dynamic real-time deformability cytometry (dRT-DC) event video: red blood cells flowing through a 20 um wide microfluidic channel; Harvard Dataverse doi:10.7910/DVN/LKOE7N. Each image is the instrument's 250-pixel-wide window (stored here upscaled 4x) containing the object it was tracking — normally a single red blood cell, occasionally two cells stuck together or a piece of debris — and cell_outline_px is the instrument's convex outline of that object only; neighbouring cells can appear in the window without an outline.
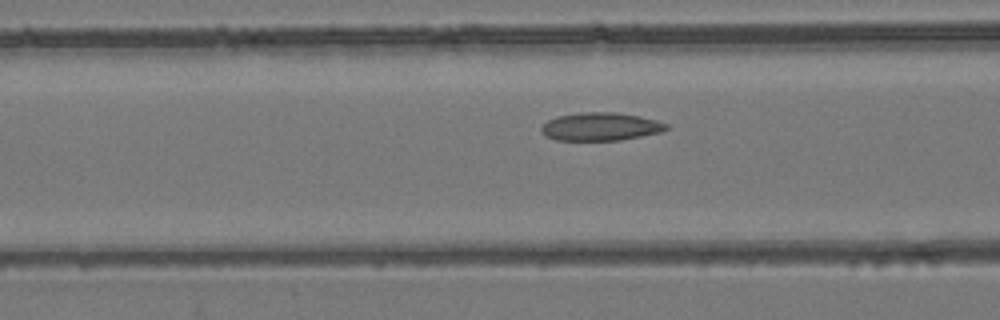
{"species": "common noctule bat (a hibernating species)", "species_latin": "Nyctalus noctula", "temperature_condition": "room temperature", "stored_images_in_passage": 4, "camera_frame_rate_fps": 3000, "um_per_image_px": 0.085, "animal": {"sex": "female", "body_mass_g": 24.6, "forearm_length_mm": 56.2}, "frame": {"image": 1, "passage_image": 4, "time_ms": 4.667, "image_size_px": [1000, 320], "cell_outline_px": [[668, 128], [660, 132], [620, 140], [556, 140], [544, 136], [540, 132], [540, 128], [548, 120], [556, 116], [580, 112], [616, 112], [640, 116], [656, 120], [668, 124]], "centroid_in_image_um": [51.0, 10.76], "position_along_channel_um": 115.6, "area_um2": 20.52}}